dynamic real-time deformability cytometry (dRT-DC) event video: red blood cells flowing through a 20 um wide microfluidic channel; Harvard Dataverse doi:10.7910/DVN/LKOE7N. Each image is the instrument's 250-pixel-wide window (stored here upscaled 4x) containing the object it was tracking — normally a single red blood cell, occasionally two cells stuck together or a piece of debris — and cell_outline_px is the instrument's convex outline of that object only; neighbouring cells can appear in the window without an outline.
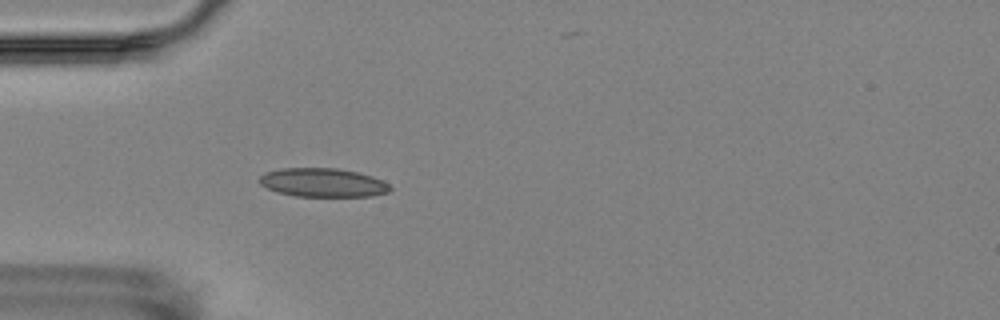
{"species": "Egyptian fruit bat (a non-hibernating species)", "species_latin": "Rousettus aegyptiacus", "temperature_condition": "room temperature", "stored_images_in_passage": 3, "camera_frame_rate_fps": 3000, "um_per_image_px": 0.085, "animal": {"sex": "female"}, "frame": {"image": 1, "passage_image": 3, "time_ms": 3.333, "image_size_px": [1000, 320], "cell_outline_px": [[392, 188], [388, 192], [372, 196], [296, 196], [276, 192], [260, 184], [256, 180], [264, 172], [280, 168], [336, 168], [356, 172], [372, 176], [384, 180]], "centroid_in_image_um": [27.41, 15.51], "position_along_channel_um": 57.6, "area_um2": 22.02}}